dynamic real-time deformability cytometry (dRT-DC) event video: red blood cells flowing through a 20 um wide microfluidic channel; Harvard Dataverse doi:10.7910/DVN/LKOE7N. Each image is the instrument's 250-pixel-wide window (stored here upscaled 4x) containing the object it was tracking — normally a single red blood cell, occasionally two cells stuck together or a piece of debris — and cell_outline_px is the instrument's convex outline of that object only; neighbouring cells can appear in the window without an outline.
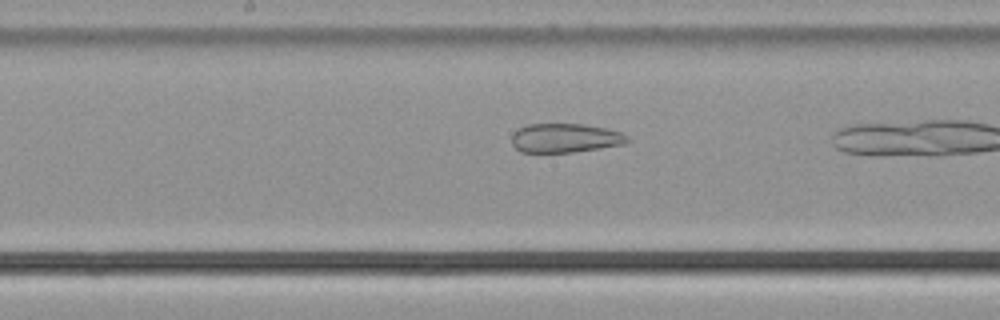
{"species": "common noctule bat (a hibernating species)", "species_latin": "Nyctalus noctula", "temperature_condition": "cold", "stored_images_in_passage": 34, "camera_frame_rate_fps": 3000, "um_per_image_px": 0.085, "animal": {"sex": "male", "body_mass_g": 21.5, "forearm_length_mm": 52.0}, "frame": {"image": 1, "passage_image": 25, "time_ms": 8.0, "image_size_px": [1000, 320], "cell_outline_px": [[632, 140], [624, 144], [600, 148], [572, 152], [520, 152], [512, 144], [512, 132], [528, 124], [584, 124], [608, 128], [624, 132]], "centroid_in_image_um": [48.09, 11.72], "position_along_channel_um": 200.1, "area_um2": 19.83}}